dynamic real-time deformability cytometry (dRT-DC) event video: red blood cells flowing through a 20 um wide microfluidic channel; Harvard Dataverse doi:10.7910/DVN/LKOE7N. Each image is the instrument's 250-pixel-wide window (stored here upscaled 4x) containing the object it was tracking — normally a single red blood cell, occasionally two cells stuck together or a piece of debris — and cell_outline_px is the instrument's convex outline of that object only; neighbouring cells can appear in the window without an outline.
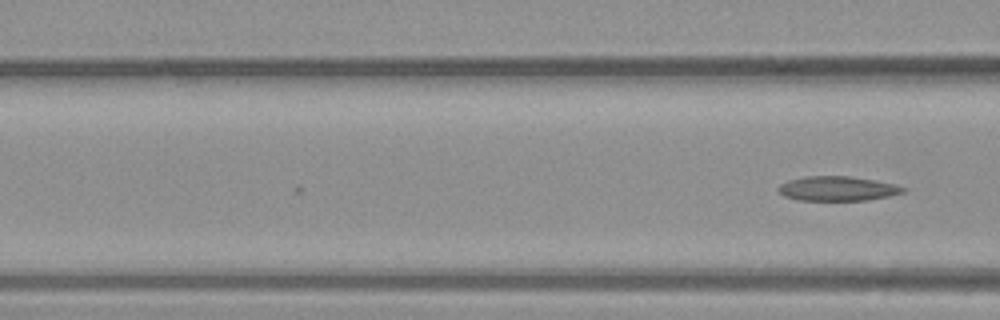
{"species": "common noctule bat (a hibernating species)", "species_latin": "Nyctalus noctula", "temperature_condition": "warm", "stored_images_in_passage": 14, "camera_frame_rate_fps": 3000, "um_per_image_px": 0.085, "animal": {"sex": "male", "body_mass_g": 23.1, "forearm_length_mm": 52.7}, "frame": {"image": 1, "passage_image": 14, "time_ms": 4.333, "image_size_px": [1000, 320], "cell_outline_px": [[908, 188], [904, 192], [888, 196], [864, 200], [800, 200], [784, 196], [776, 188], [780, 184], [788, 180], [804, 176], [848, 176], [876, 180], [896, 184]], "centroid_in_image_um": [71.19, 16.02], "position_along_channel_um": 95.4, "area_um2": 17.86}}